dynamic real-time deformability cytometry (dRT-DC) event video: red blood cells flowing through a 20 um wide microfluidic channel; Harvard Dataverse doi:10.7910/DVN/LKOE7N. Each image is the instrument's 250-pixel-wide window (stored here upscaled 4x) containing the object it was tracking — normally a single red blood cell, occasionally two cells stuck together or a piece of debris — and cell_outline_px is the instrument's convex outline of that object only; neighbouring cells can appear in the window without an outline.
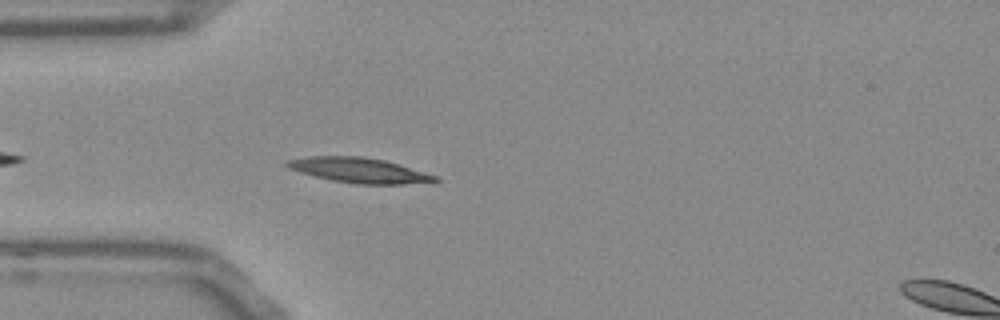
{"species": "Egyptian fruit bat (a non-hibernating species)", "species_latin": "Rousettus aegyptiacus", "temperature_condition": "room temperature", "stored_images_in_passage": 28, "camera_frame_rate_fps": 3000, "um_per_image_px": 0.085, "frame": {"image": 1, "passage_image": 4, "time_ms": 1.0, "image_size_px": [1000, 320], "cell_outline_px": [[440, 180], [404, 184], [356, 184], [332, 180], [300, 172], [288, 168], [284, 164], [284, 160], [308, 156], [364, 156], [384, 160], [400, 164], [436, 176]], "centroid_in_image_um": [30.46, 14.46], "position_along_channel_um": 54.5, "area_um2": 21.5}}
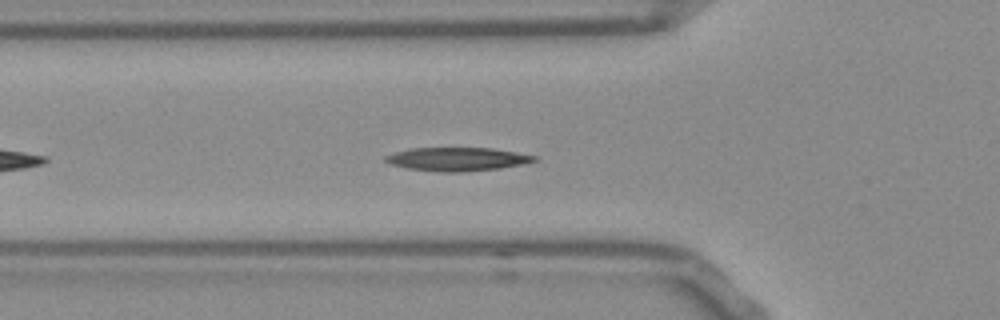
{"frame": {"image": 2, "passage_image": 7, "time_ms": 2.0, "image_size_px": [1000, 320], "cell_outline_px": [[540, 160], [500, 168], [460, 172], [440, 172], [408, 168], [392, 164], [384, 160], [384, 156], [396, 152], [412, 148], [492, 148], [516, 152], [536, 156]], "centroid_in_image_um": [38.88, 13.52], "position_along_channel_um": 86.9, "area_um2": 20.17}}
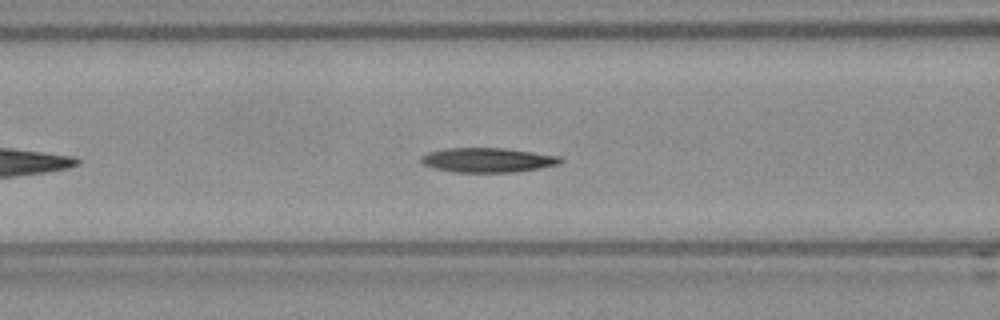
{"frame": {"image": 3, "passage_image": 10, "time_ms": 3.0, "image_size_px": [1000, 320], "cell_outline_px": [[564, 160], [560, 164], [540, 168], [516, 172], [452, 172], [432, 168], [424, 164], [420, 160], [420, 156], [428, 152], [444, 148], [504, 148], [560, 156]], "centroid_in_image_um": [41.44, 13.6], "position_along_channel_um": 125.2, "area_um2": 20.06}}